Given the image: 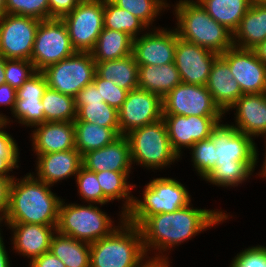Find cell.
<instances>
[{"label":"cell","instance_id":"cell-9","mask_svg":"<svg viewBox=\"0 0 266 267\" xmlns=\"http://www.w3.org/2000/svg\"><path fill=\"white\" fill-rule=\"evenodd\" d=\"M75 52L67 26L61 18L40 21L31 54V61L36 71H42Z\"/></svg>","mask_w":266,"mask_h":267},{"label":"cell","instance_id":"cell-19","mask_svg":"<svg viewBox=\"0 0 266 267\" xmlns=\"http://www.w3.org/2000/svg\"><path fill=\"white\" fill-rule=\"evenodd\" d=\"M47 80L41 71L34 73L16 91V102L12 113L18 123L31 128L45 122L44 105L41 103Z\"/></svg>","mask_w":266,"mask_h":267},{"label":"cell","instance_id":"cell-28","mask_svg":"<svg viewBox=\"0 0 266 267\" xmlns=\"http://www.w3.org/2000/svg\"><path fill=\"white\" fill-rule=\"evenodd\" d=\"M138 69L133 54L121 59L96 62V74L105 80H112L120 88L131 91L138 89Z\"/></svg>","mask_w":266,"mask_h":267},{"label":"cell","instance_id":"cell-2","mask_svg":"<svg viewBox=\"0 0 266 267\" xmlns=\"http://www.w3.org/2000/svg\"><path fill=\"white\" fill-rule=\"evenodd\" d=\"M50 187L31 173L12 179L4 222L57 226L62 199Z\"/></svg>","mask_w":266,"mask_h":267},{"label":"cell","instance_id":"cell-21","mask_svg":"<svg viewBox=\"0 0 266 267\" xmlns=\"http://www.w3.org/2000/svg\"><path fill=\"white\" fill-rule=\"evenodd\" d=\"M13 231V250L32 261L43 253L50 251L51 240L57 226L6 223ZM54 231V232H53Z\"/></svg>","mask_w":266,"mask_h":267},{"label":"cell","instance_id":"cell-8","mask_svg":"<svg viewBox=\"0 0 266 267\" xmlns=\"http://www.w3.org/2000/svg\"><path fill=\"white\" fill-rule=\"evenodd\" d=\"M48 88L75 97L85 86L93 83L96 62L91 52H78L41 71Z\"/></svg>","mask_w":266,"mask_h":267},{"label":"cell","instance_id":"cell-16","mask_svg":"<svg viewBox=\"0 0 266 267\" xmlns=\"http://www.w3.org/2000/svg\"><path fill=\"white\" fill-rule=\"evenodd\" d=\"M220 56L229 64L243 94L266 93V65L253 50L233 46Z\"/></svg>","mask_w":266,"mask_h":267},{"label":"cell","instance_id":"cell-13","mask_svg":"<svg viewBox=\"0 0 266 267\" xmlns=\"http://www.w3.org/2000/svg\"><path fill=\"white\" fill-rule=\"evenodd\" d=\"M216 147L215 165L256 164L258 150L252 137L238 131L230 124H221L210 135Z\"/></svg>","mask_w":266,"mask_h":267},{"label":"cell","instance_id":"cell-45","mask_svg":"<svg viewBox=\"0 0 266 267\" xmlns=\"http://www.w3.org/2000/svg\"><path fill=\"white\" fill-rule=\"evenodd\" d=\"M229 267H266V246H253L234 257Z\"/></svg>","mask_w":266,"mask_h":267},{"label":"cell","instance_id":"cell-24","mask_svg":"<svg viewBox=\"0 0 266 267\" xmlns=\"http://www.w3.org/2000/svg\"><path fill=\"white\" fill-rule=\"evenodd\" d=\"M36 156V178L51 186L60 180L76 176L82 166V155L76 148Z\"/></svg>","mask_w":266,"mask_h":267},{"label":"cell","instance_id":"cell-53","mask_svg":"<svg viewBox=\"0 0 266 267\" xmlns=\"http://www.w3.org/2000/svg\"><path fill=\"white\" fill-rule=\"evenodd\" d=\"M142 267H170L168 260H151L148 261Z\"/></svg>","mask_w":266,"mask_h":267},{"label":"cell","instance_id":"cell-54","mask_svg":"<svg viewBox=\"0 0 266 267\" xmlns=\"http://www.w3.org/2000/svg\"><path fill=\"white\" fill-rule=\"evenodd\" d=\"M5 63L6 58L0 54V85L5 83Z\"/></svg>","mask_w":266,"mask_h":267},{"label":"cell","instance_id":"cell-25","mask_svg":"<svg viewBox=\"0 0 266 267\" xmlns=\"http://www.w3.org/2000/svg\"><path fill=\"white\" fill-rule=\"evenodd\" d=\"M206 87L223 113L228 112L243 95L229 64L220 55L212 64Z\"/></svg>","mask_w":266,"mask_h":267},{"label":"cell","instance_id":"cell-57","mask_svg":"<svg viewBox=\"0 0 266 267\" xmlns=\"http://www.w3.org/2000/svg\"><path fill=\"white\" fill-rule=\"evenodd\" d=\"M0 120H7L10 123V119L6 117V115H3L0 113Z\"/></svg>","mask_w":266,"mask_h":267},{"label":"cell","instance_id":"cell-6","mask_svg":"<svg viewBox=\"0 0 266 267\" xmlns=\"http://www.w3.org/2000/svg\"><path fill=\"white\" fill-rule=\"evenodd\" d=\"M125 136L129 141L132 164L162 170L180 158L171 147L163 119L134 129Z\"/></svg>","mask_w":266,"mask_h":267},{"label":"cell","instance_id":"cell-38","mask_svg":"<svg viewBox=\"0 0 266 267\" xmlns=\"http://www.w3.org/2000/svg\"><path fill=\"white\" fill-rule=\"evenodd\" d=\"M121 9L129 11L131 14L143 21L148 27L153 24L159 13L170 8L165 0H110ZM165 1V2H164ZM164 8V9H163Z\"/></svg>","mask_w":266,"mask_h":267},{"label":"cell","instance_id":"cell-56","mask_svg":"<svg viewBox=\"0 0 266 267\" xmlns=\"http://www.w3.org/2000/svg\"><path fill=\"white\" fill-rule=\"evenodd\" d=\"M265 154H266V151H265ZM264 158H265V160H264L265 162H263L264 164L262 165V171H260L259 174H258V176L260 175L263 178L266 177V155H265Z\"/></svg>","mask_w":266,"mask_h":267},{"label":"cell","instance_id":"cell-4","mask_svg":"<svg viewBox=\"0 0 266 267\" xmlns=\"http://www.w3.org/2000/svg\"><path fill=\"white\" fill-rule=\"evenodd\" d=\"M174 9L181 39L219 55L233 47V33L212 19L198 1L179 0Z\"/></svg>","mask_w":266,"mask_h":267},{"label":"cell","instance_id":"cell-32","mask_svg":"<svg viewBox=\"0 0 266 267\" xmlns=\"http://www.w3.org/2000/svg\"><path fill=\"white\" fill-rule=\"evenodd\" d=\"M73 123L75 127V148L81 155L100 149L119 137L112 128L84 121H74Z\"/></svg>","mask_w":266,"mask_h":267},{"label":"cell","instance_id":"cell-23","mask_svg":"<svg viewBox=\"0 0 266 267\" xmlns=\"http://www.w3.org/2000/svg\"><path fill=\"white\" fill-rule=\"evenodd\" d=\"M31 141L35 155L75 149L74 123L44 122L36 125Z\"/></svg>","mask_w":266,"mask_h":267},{"label":"cell","instance_id":"cell-58","mask_svg":"<svg viewBox=\"0 0 266 267\" xmlns=\"http://www.w3.org/2000/svg\"><path fill=\"white\" fill-rule=\"evenodd\" d=\"M255 1H258V2H261V3H266V0H255Z\"/></svg>","mask_w":266,"mask_h":267},{"label":"cell","instance_id":"cell-26","mask_svg":"<svg viewBox=\"0 0 266 267\" xmlns=\"http://www.w3.org/2000/svg\"><path fill=\"white\" fill-rule=\"evenodd\" d=\"M266 40V3L253 1L233 33V46L253 49Z\"/></svg>","mask_w":266,"mask_h":267},{"label":"cell","instance_id":"cell-50","mask_svg":"<svg viewBox=\"0 0 266 267\" xmlns=\"http://www.w3.org/2000/svg\"><path fill=\"white\" fill-rule=\"evenodd\" d=\"M16 89L11 87L9 84L4 83L0 85V106L6 105L10 107V111L12 112L15 102H16Z\"/></svg>","mask_w":266,"mask_h":267},{"label":"cell","instance_id":"cell-47","mask_svg":"<svg viewBox=\"0 0 266 267\" xmlns=\"http://www.w3.org/2000/svg\"><path fill=\"white\" fill-rule=\"evenodd\" d=\"M87 102H104L99 89L94 83L88 84L75 96L76 106H84Z\"/></svg>","mask_w":266,"mask_h":267},{"label":"cell","instance_id":"cell-51","mask_svg":"<svg viewBox=\"0 0 266 267\" xmlns=\"http://www.w3.org/2000/svg\"><path fill=\"white\" fill-rule=\"evenodd\" d=\"M1 232V230H0ZM0 233V267H10V261Z\"/></svg>","mask_w":266,"mask_h":267},{"label":"cell","instance_id":"cell-40","mask_svg":"<svg viewBox=\"0 0 266 267\" xmlns=\"http://www.w3.org/2000/svg\"><path fill=\"white\" fill-rule=\"evenodd\" d=\"M191 149L193 167L197 170L199 176L205 179L215 168L216 147L211 137L195 142Z\"/></svg>","mask_w":266,"mask_h":267},{"label":"cell","instance_id":"cell-43","mask_svg":"<svg viewBox=\"0 0 266 267\" xmlns=\"http://www.w3.org/2000/svg\"><path fill=\"white\" fill-rule=\"evenodd\" d=\"M36 72L31 60L6 59L5 83L17 90Z\"/></svg>","mask_w":266,"mask_h":267},{"label":"cell","instance_id":"cell-34","mask_svg":"<svg viewBox=\"0 0 266 267\" xmlns=\"http://www.w3.org/2000/svg\"><path fill=\"white\" fill-rule=\"evenodd\" d=\"M41 103L44 105L45 122H74L76 119L75 97L47 87Z\"/></svg>","mask_w":266,"mask_h":267},{"label":"cell","instance_id":"cell-42","mask_svg":"<svg viewBox=\"0 0 266 267\" xmlns=\"http://www.w3.org/2000/svg\"><path fill=\"white\" fill-rule=\"evenodd\" d=\"M6 14L50 19L48 0H6Z\"/></svg>","mask_w":266,"mask_h":267},{"label":"cell","instance_id":"cell-44","mask_svg":"<svg viewBox=\"0 0 266 267\" xmlns=\"http://www.w3.org/2000/svg\"><path fill=\"white\" fill-rule=\"evenodd\" d=\"M93 83L99 89L104 102L118 111L126 100L129 91L120 88L112 80L100 78L97 74L94 76Z\"/></svg>","mask_w":266,"mask_h":267},{"label":"cell","instance_id":"cell-41","mask_svg":"<svg viewBox=\"0 0 266 267\" xmlns=\"http://www.w3.org/2000/svg\"><path fill=\"white\" fill-rule=\"evenodd\" d=\"M76 184L81 199L89 202L87 204H107L109 200L103 195L99 185L96 172L90 171L81 166L76 174Z\"/></svg>","mask_w":266,"mask_h":267},{"label":"cell","instance_id":"cell-7","mask_svg":"<svg viewBox=\"0 0 266 267\" xmlns=\"http://www.w3.org/2000/svg\"><path fill=\"white\" fill-rule=\"evenodd\" d=\"M93 205L66 204L62 199L56 230L88 243L109 236L118 226L113 227L111 218Z\"/></svg>","mask_w":266,"mask_h":267},{"label":"cell","instance_id":"cell-11","mask_svg":"<svg viewBox=\"0 0 266 267\" xmlns=\"http://www.w3.org/2000/svg\"><path fill=\"white\" fill-rule=\"evenodd\" d=\"M163 115L223 116L204 85L181 82L162 98Z\"/></svg>","mask_w":266,"mask_h":267},{"label":"cell","instance_id":"cell-27","mask_svg":"<svg viewBox=\"0 0 266 267\" xmlns=\"http://www.w3.org/2000/svg\"><path fill=\"white\" fill-rule=\"evenodd\" d=\"M181 82L175 63L139 66L138 88L158 94L161 98Z\"/></svg>","mask_w":266,"mask_h":267},{"label":"cell","instance_id":"cell-5","mask_svg":"<svg viewBox=\"0 0 266 267\" xmlns=\"http://www.w3.org/2000/svg\"><path fill=\"white\" fill-rule=\"evenodd\" d=\"M145 185L143 201L133 197L132 205L124 215L127 223L139 226L147 217L174 212L191 204V195L178 180L160 177Z\"/></svg>","mask_w":266,"mask_h":267},{"label":"cell","instance_id":"cell-31","mask_svg":"<svg viewBox=\"0 0 266 267\" xmlns=\"http://www.w3.org/2000/svg\"><path fill=\"white\" fill-rule=\"evenodd\" d=\"M205 11L232 33L239 27L241 19L254 0H197Z\"/></svg>","mask_w":266,"mask_h":267},{"label":"cell","instance_id":"cell-30","mask_svg":"<svg viewBox=\"0 0 266 267\" xmlns=\"http://www.w3.org/2000/svg\"><path fill=\"white\" fill-rule=\"evenodd\" d=\"M50 251L66 267H90V243L88 242L61 234L56 230L51 240Z\"/></svg>","mask_w":266,"mask_h":267},{"label":"cell","instance_id":"cell-52","mask_svg":"<svg viewBox=\"0 0 266 267\" xmlns=\"http://www.w3.org/2000/svg\"><path fill=\"white\" fill-rule=\"evenodd\" d=\"M257 58L266 65V40L259 43L256 47L252 49Z\"/></svg>","mask_w":266,"mask_h":267},{"label":"cell","instance_id":"cell-14","mask_svg":"<svg viewBox=\"0 0 266 267\" xmlns=\"http://www.w3.org/2000/svg\"><path fill=\"white\" fill-rule=\"evenodd\" d=\"M162 98L142 89L128 92L126 100L118 110L120 135L162 119Z\"/></svg>","mask_w":266,"mask_h":267},{"label":"cell","instance_id":"cell-10","mask_svg":"<svg viewBox=\"0 0 266 267\" xmlns=\"http://www.w3.org/2000/svg\"><path fill=\"white\" fill-rule=\"evenodd\" d=\"M67 26L73 48L91 52L104 28V0L80 1L61 18Z\"/></svg>","mask_w":266,"mask_h":267},{"label":"cell","instance_id":"cell-49","mask_svg":"<svg viewBox=\"0 0 266 267\" xmlns=\"http://www.w3.org/2000/svg\"><path fill=\"white\" fill-rule=\"evenodd\" d=\"M30 267H66L51 251L43 253L29 263Z\"/></svg>","mask_w":266,"mask_h":267},{"label":"cell","instance_id":"cell-35","mask_svg":"<svg viewBox=\"0 0 266 267\" xmlns=\"http://www.w3.org/2000/svg\"><path fill=\"white\" fill-rule=\"evenodd\" d=\"M104 28L125 32L133 39L139 36L140 32L149 29L139 18L110 0H104Z\"/></svg>","mask_w":266,"mask_h":267},{"label":"cell","instance_id":"cell-48","mask_svg":"<svg viewBox=\"0 0 266 267\" xmlns=\"http://www.w3.org/2000/svg\"><path fill=\"white\" fill-rule=\"evenodd\" d=\"M11 182V178L0 176V224H2L1 222H3L8 209Z\"/></svg>","mask_w":266,"mask_h":267},{"label":"cell","instance_id":"cell-33","mask_svg":"<svg viewBox=\"0 0 266 267\" xmlns=\"http://www.w3.org/2000/svg\"><path fill=\"white\" fill-rule=\"evenodd\" d=\"M131 172H114L111 170L96 172L99 185L103 195L109 200L124 199L120 216H124L130 209L133 201V195H130L131 189L136 185L129 184L128 178Z\"/></svg>","mask_w":266,"mask_h":267},{"label":"cell","instance_id":"cell-3","mask_svg":"<svg viewBox=\"0 0 266 267\" xmlns=\"http://www.w3.org/2000/svg\"><path fill=\"white\" fill-rule=\"evenodd\" d=\"M120 218L121 224L109 236L90 243V267H142L151 258L139 227Z\"/></svg>","mask_w":266,"mask_h":267},{"label":"cell","instance_id":"cell-18","mask_svg":"<svg viewBox=\"0 0 266 267\" xmlns=\"http://www.w3.org/2000/svg\"><path fill=\"white\" fill-rule=\"evenodd\" d=\"M140 37L133 39L132 54L138 66L164 65L174 63L175 48L178 40L176 29L153 28Z\"/></svg>","mask_w":266,"mask_h":267},{"label":"cell","instance_id":"cell-22","mask_svg":"<svg viewBox=\"0 0 266 267\" xmlns=\"http://www.w3.org/2000/svg\"><path fill=\"white\" fill-rule=\"evenodd\" d=\"M230 109H236L231 126L252 138L266 136V93L243 94Z\"/></svg>","mask_w":266,"mask_h":267},{"label":"cell","instance_id":"cell-1","mask_svg":"<svg viewBox=\"0 0 266 267\" xmlns=\"http://www.w3.org/2000/svg\"><path fill=\"white\" fill-rule=\"evenodd\" d=\"M227 219L228 214L225 212L193 208L189 204L174 212L147 217L138 227L146 254L151 248L161 253L150 259L168 260L162 251L166 252Z\"/></svg>","mask_w":266,"mask_h":267},{"label":"cell","instance_id":"cell-39","mask_svg":"<svg viewBox=\"0 0 266 267\" xmlns=\"http://www.w3.org/2000/svg\"><path fill=\"white\" fill-rule=\"evenodd\" d=\"M9 122L0 120V176L14 179L15 176L9 175V171L19 168V148L14 138L3 130Z\"/></svg>","mask_w":266,"mask_h":267},{"label":"cell","instance_id":"cell-15","mask_svg":"<svg viewBox=\"0 0 266 267\" xmlns=\"http://www.w3.org/2000/svg\"><path fill=\"white\" fill-rule=\"evenodd\" d=\"M223 116L163 115L172 149L181 156V148L209 138Z\"/></svg>","mask_w":266,"mask_h":267},{"label":"cell","instance_id":"cell-36","mask_svg":"<svg viewBox=\"0 0 266 267\" xmlns=\"http://www.w3.org/2000/svg\"><path fill=\"white\" fill-rule=\"evenodd\" d=\"M77 116L74 121H84L112 128L119 136L118 111L105 102H87L84 106H76Z\"/></svg>","mask_w":266,"mask_h":267},{"label":"cell","instance_id":"cell-37","mask_svg":"<svg viewBox=\"0 0 266 267\" xmlns=\"http://www.w3.org/2000/svg\"><path fill=\"white\" fill-rule=\"evenodd\" d=\"M256 164L215 165V168L204 179L221 187H235L246 182L255 170Z\"/></svg>","mask_w":266,"mask_h":267},{"label":"cell","instance_id":"cell-29","mask_svg":"<svg viewBox=\"0 0 266 267\" xmlns=\"http://www.w3.org/2000/svg\"><path fill=\"white\" fill-rule=\"evenodd\" d=\"M133 38L125 32L103 28L94 49L95 62L121 59L132 54Z\"/></svg>","mask_w":266,"mask_h":267},{"label":"cell","instance_id":"cell-55","mask_svg":"<svg viewBox=\"0 0 266 267\" xmlns=\"http://www.w3.org/2000/svg\"><path fill=\"white\" fill-rule=\"evenodd\" d=\"M6 0H0V18L6 13Z\"/></svg>","mask_w":266,"mask_h":267},{"label":"cell","instance_id":"cell-17","mask_svg":"<svg viewBox=\"0 0 266 267\" xmlns=\"http://www.w3.org/2000/svg\"><path fill=\"white\" fill-rule=\"evenodd\" d=\"M218 56V53L178 36L174 63L183 83L206 86L212 64Z\"/></svg>","mask_w":266,"mask_h":267},{"label":"cell","instance_id":"cell-20","mask_svg":"<svg viewBox=\"0 0 266 267\" xmlns=\"http://www.w3.org/2000/svg\"><path fill=\"white\" fill-rule=\"evenodd\" d=\"M82 166L93 172H132L129 141L120 135L112 143L82 155Z\"/></svg>","mask_w":266,"mask_h":267},{"label":"cell","instance_id":"cell-46","mask_svg":"<svg viewBox=\"0 0 266 267\" xmlns=\"http://www.w3.org/2000/svg\"><path fill=\"white\" fill-rule=\"evenodd\" d=\"M50 8V18H62L70 13L80 1L89 0H48Z\"/></svg>","mask_w":266,"mask_h":267},{"label":"cell","instance_id":"cell-12","mask_svg":"<svg viewBox=\"0 0 266 267\" xmlns=\"http://www.w3.org/2000/svg\"><path fill=\"white\" fill-rule=\"evenodd\" d=\"M40 21L5 13L0 18V54L6 59L31 60Z\"/></svg>","mask_w":266,"mask_h":267}]
</instances>
